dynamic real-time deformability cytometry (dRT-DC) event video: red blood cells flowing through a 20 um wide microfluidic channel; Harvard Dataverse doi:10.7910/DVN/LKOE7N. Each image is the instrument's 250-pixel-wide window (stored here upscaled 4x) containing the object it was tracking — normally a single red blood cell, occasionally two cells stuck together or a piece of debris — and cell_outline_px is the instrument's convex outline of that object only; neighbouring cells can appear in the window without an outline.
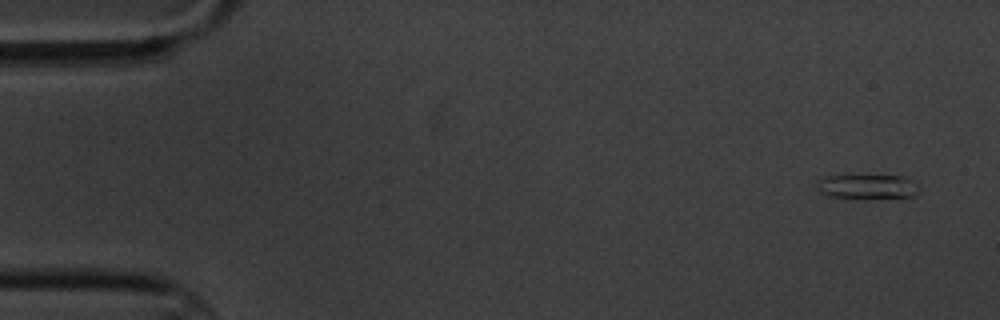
{"species": "common noctule bat (a hibernating species)", "species_latin": "Nyctalus noctula", "temperature_condition": "cold", "stored_images_in_passage": 5, "camera_frame_rate_fps": 3000, "um_per_image_px": 0.085, "animal": {"sex": "male", "body_mass_g": 20.1, "forearm_length_mm": 53.5}, "frame": {"image": 1, "passage_image": 1, "time_ms": 0.0, "image_size_px": [1000, 320], "cell_outline_px": [[920, 192], [912, 196], [864, 200], [828, 196], [820, 192], [820, 180], [828, 176], [904, 176], [916, 180], [920, 188]], "centroid_in_image_um": [73.86, 15.9], "position_along_channel_um": 11.1, "area_um2": 14.91}}
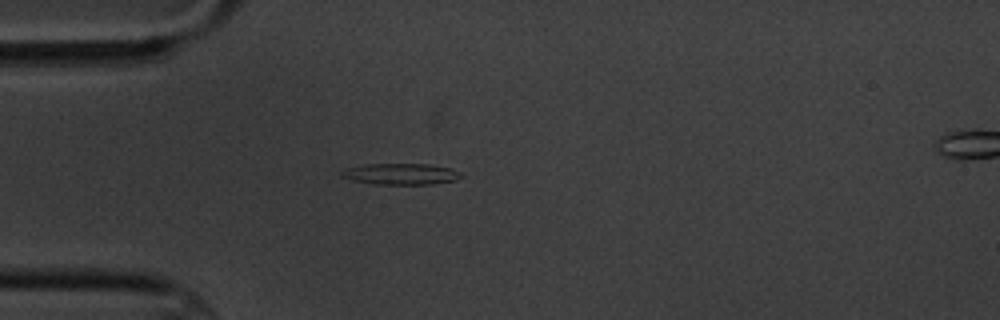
{"frame": {"image": 2, "passage_image": 4, "time_ms": 4.333, "image_size_px": [1000, 320], "cell_outline_px": [[464, 176], [456, 180], [432, 184], [372, 184], [352, 180], [340, 176], [340, 172], [348, 168], [364, 164], [428, 164], [448, 168], [460, 172]], "centroid_in_image_um": [34.06, 14.79], "position_along_channel_um": 50.9, "area_um2": 14.74}}